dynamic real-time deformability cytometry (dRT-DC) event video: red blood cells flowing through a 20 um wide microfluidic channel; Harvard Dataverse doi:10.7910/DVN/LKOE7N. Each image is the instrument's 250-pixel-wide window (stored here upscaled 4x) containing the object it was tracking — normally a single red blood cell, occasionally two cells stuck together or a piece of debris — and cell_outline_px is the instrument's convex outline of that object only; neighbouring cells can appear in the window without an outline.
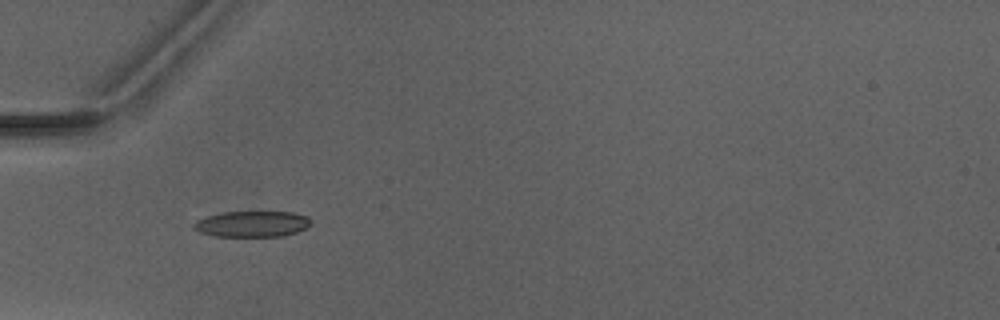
{"species": "Egyptian fruit bat (a non-hibernating species)", "species_latin": "Rousettus aegyptiacus", "temperature_condition": "warm", "stored_images_in_passage": 7, "camera_frame_rate_fps": 3000, "um_per_image_px": 0.085, "animal": {"sex": "male"}, "frame": {"image": 1, "passage_image": 4, "time_ms": 4.667, "image_size_px": [1000, 320], "cell_outline_px": [[312, 224], [296, 232], [280, 236], [216, 236], [200, 232], [192, 224], [196, 220], [220, 212], [292, 212], [308, 216], [312, 220]], "centroid_in_image_um": [21.45, 19.03], "position_along_channel_um": 63.5, "area_um2": 17.57}}
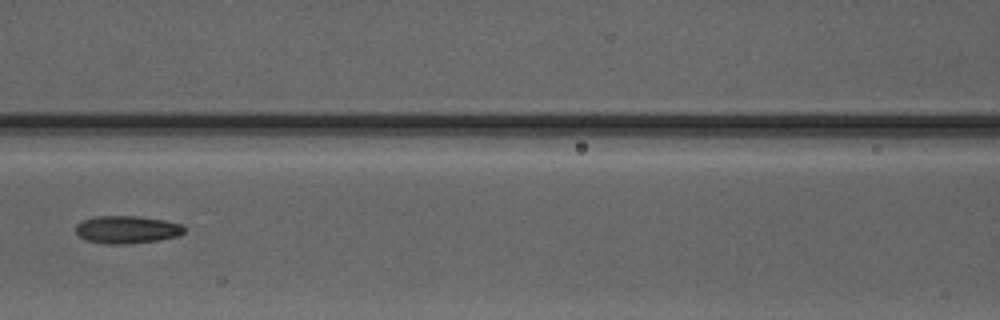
{"frame": {"image": 2, "passage_image": 6, "time_ms": 7.0, "image_size_px": [1000, 320], "cell_outline_px": [[184, 232], [180, 236], [160, 240], [124, 244], [108, 244], [84, 240], [76, 232], [76, 224], [80, 220], [96, 216], [136, 216], [164, 220], [180, 224], [184, 228]], "centroid_in_image_um": [10.77, 19.51], "position_along_channel_um": 155.8, "area_um2": 17.57}}
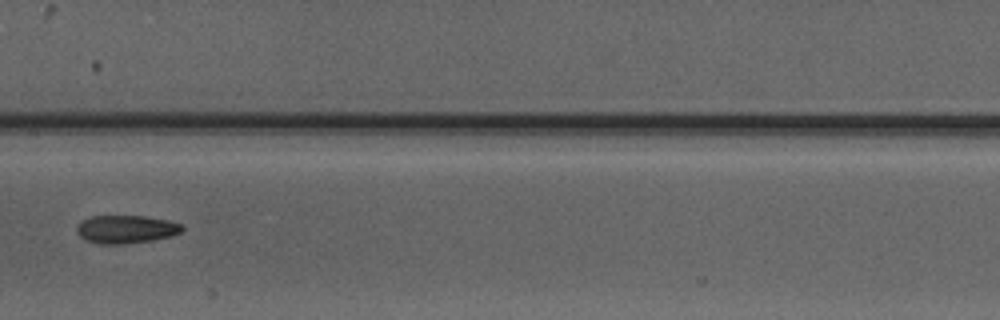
{"frame": {"image": 3, "passage_image": 7, "time_ms": 8.0, "image_size_px": [1000, 320], "cell_outline_px": [[184, 228], [180, 232], [172, 236], [152, 240], [124, 244], [100, 244], [84, 240], [76, 232], [76, 228], [84, 220], [92, 216], [144, 216], [168, 220], [184, 224]], "centroid_in_image_um": [10.74, 19.49], "position_along_channel_um": 196.7, "area_um2": 17.28}}